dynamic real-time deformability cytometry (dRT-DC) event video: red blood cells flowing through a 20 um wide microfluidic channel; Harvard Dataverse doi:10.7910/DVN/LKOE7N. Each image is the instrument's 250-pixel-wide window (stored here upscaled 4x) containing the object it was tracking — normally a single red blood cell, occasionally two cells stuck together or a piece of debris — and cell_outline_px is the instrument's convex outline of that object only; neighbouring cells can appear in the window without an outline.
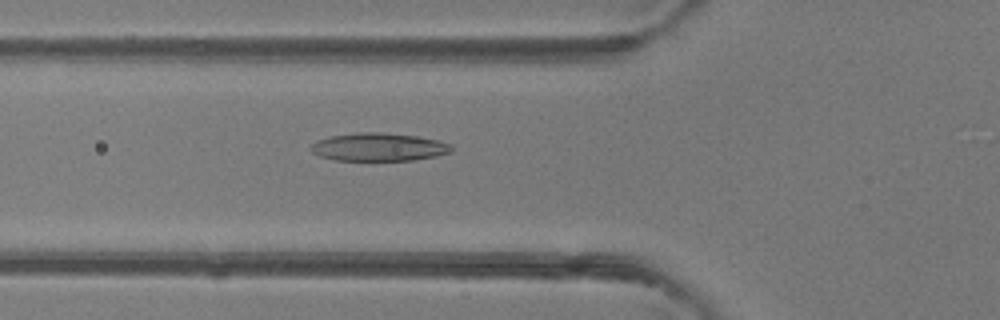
{"species": "common noctule bat (a hibernating species)", "species_latin": "Nyctalus noctula", "temperature_condition": "room temperature", "stored_images_in_passage": 32, "camera_frame_rate_fps": 3000, "um_per_image_px": 0.085, "animal": {"sex": "female"}, "frame": {"image": 1, "passage_image": 8, "time_ms": 2.333, "image_size_px": [1000, 320], "cell_outline_px": [[452, 152], [436, 156], [412, 160], [336, 160], [320, 156], [312, 152], [308, 148], [316, 140], [332, 136], [356, 132], [380, 132], [416, 136], [436, 140], [452, 144]], "centroid_in_image_um": [32.18, 12.49], "position_along_channel_um": 93.6, "area_um2": 22.95}}
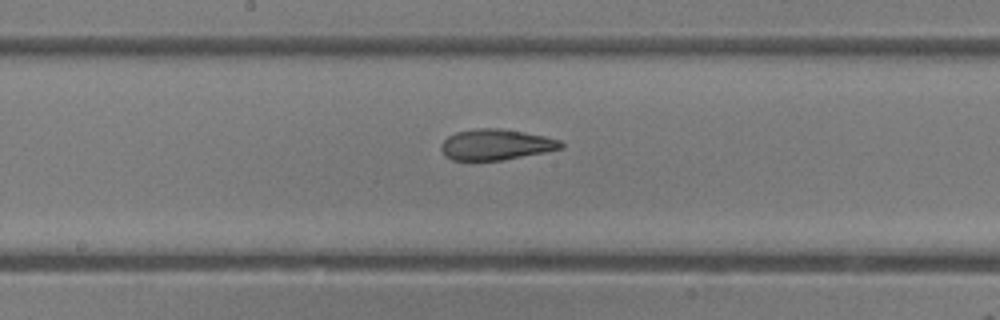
{"frame": {"image": 2, "passage_image": 16, "time_ms": 5.0, "image_size_px": [1000, 320], "cell_outline_px": [[564, 148], [544, 152], [500, 160], [452, 160], [444, 156], [440, 148], [440, 144], [448, 136], [456, 132], [476, 128], [500, 128], [524, 132], [544, 136], [560, 140], [564, 144]], "centroid_in_image_um": [42.13, 12.28], "position_along_channel_um": 206.1, "area_um2": 21.5}}
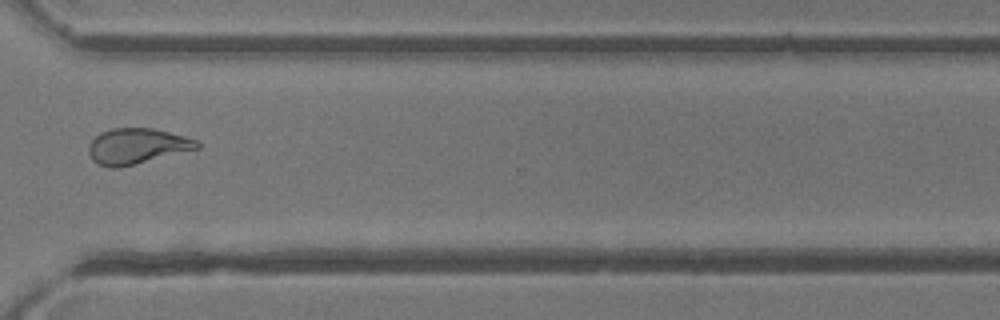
{"frame": {"image": 3, "passage_image": 27, "time_ms": 8.667, "image_size_px": [1000, 320], "cell_outline_px": [[200, 148], [120, 168], [108, 168], [92, 160], [88, 152], [88, 144], [100, 132], [112, 128], [152, 128], [184, 136], [196, 140], [200, 144]], "centroid_in_image_um": [11.61, 12.43], "position_along_channel_um": 359.0, "area_um2": 22.54}, "authors_computed_cell_mechanics": {"area_um2": 21.8484, "velocity_mm_per_s": 4.1815, "shape_relaxation_time_tau1_ms": 7.7251, "shape_relaxation_time_tau2_ms": 1.9029, "deformation_change_tau1": 0.237, "deformation_change_tau2": 0.0969}}